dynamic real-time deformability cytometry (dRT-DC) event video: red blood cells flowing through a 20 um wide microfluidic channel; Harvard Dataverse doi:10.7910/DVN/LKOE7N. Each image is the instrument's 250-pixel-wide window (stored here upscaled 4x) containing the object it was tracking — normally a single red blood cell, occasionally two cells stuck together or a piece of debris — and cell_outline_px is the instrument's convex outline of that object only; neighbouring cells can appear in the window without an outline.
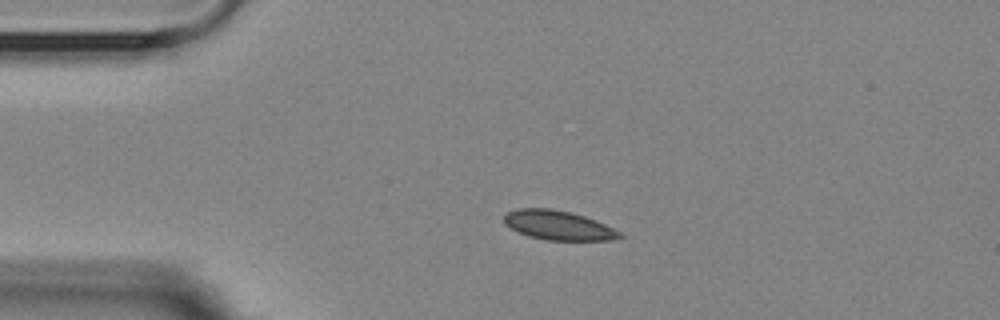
{"species": "Egyptian fruit bat (a non-hibernating species)", "species_latin": "Rousettus aegyptiacus", "temperature_condition": "room temperature", "stored_images_in_passage": 2, "camera_frame_rate_fps": 3000, "um_per_image_px": 0.085, "animal": {"sex": "female"}, "frame": {"image": 1, "passage_image": 1, "time_ms": 0.0, "image_size_px": [1000, 320], "cell_outline_px": [[624, 236], [616, 240], [544, 240], [528, 236], [504, 224], [504, 216], [508, 212], [516, 208], [552, 208], [572, 212], [584, 216], [604, 224], [620, 232]], "centroid_in_image_um": [47.45, 19.15], "position_along_channel_um": 37.5, "area_um2": 19.77}}